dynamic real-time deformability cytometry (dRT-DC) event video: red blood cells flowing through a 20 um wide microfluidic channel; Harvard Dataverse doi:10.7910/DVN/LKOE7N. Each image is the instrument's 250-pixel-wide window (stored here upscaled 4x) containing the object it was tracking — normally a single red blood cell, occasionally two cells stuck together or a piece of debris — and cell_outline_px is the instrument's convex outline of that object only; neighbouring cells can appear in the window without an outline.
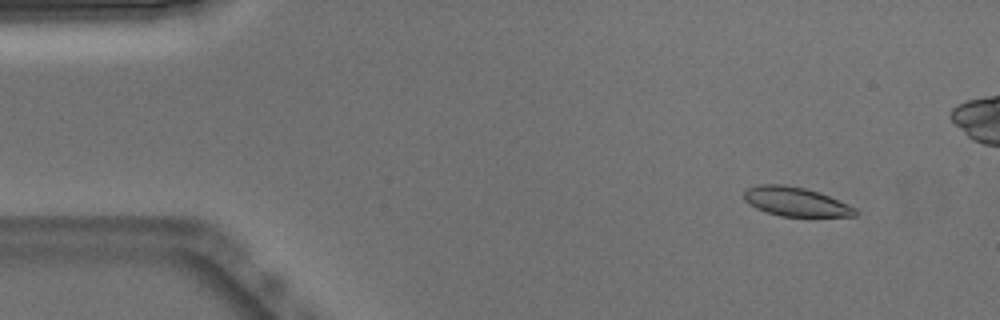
{"species": "Egyptian fruit bat (a non-hibernating species)", "species_latin": "Rousettus aegyptiacus", "temperature_condition": "warm", "stored_images_in_passage": 52, "camera_frame_rate_fps": 3000, "um_per_image_px": 0.085, "animal": {"sex": "male"}, "frame": {"image": 1, "passage_image": 4, "time_ms": 1.0, "image_size_px": [1000, 320], "cell_outline_px": [[860, 212], [856, 216], [780, 216], [756, 208], [748, 204], [744, 200], [744, 192], [748, 188], [760, 184], [784, 184], [804, 188], [828, 196], [848, 204], [856, 208]], "centroid_in_image_um": [67.63, 17.14], "position_along_channel_um": 17.4, "area_um2": 18.73}}
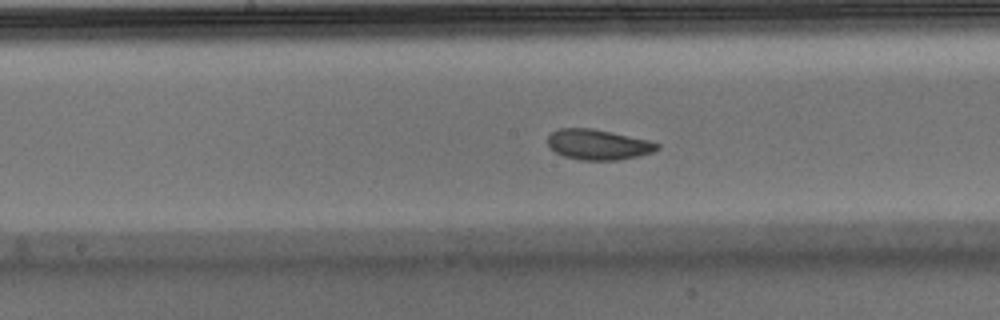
{"frame": {"image": 2, "passage_image": 25, "time_ms": 8.0, "image_size_px": [1000, 320], "cell_outline_px": [[660, 148], [652, 152], [640, 156], [616, 160], [580, 160], [564, 156], [556, 152], [548, 144], [548, 136], [552, 132], [560, 128], [592, 128], [612, 132], [648, 140], [660, 144]], "centroid_in_image_um": [50.86, 12.29], "position_along_channel_um": 197.3, "area_um2": 19.31}}
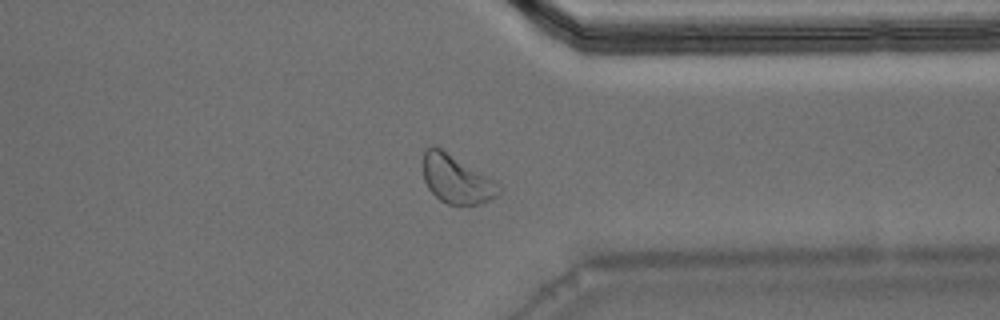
{"frame": {"image": 3, "passage_image": 39, "time_ms": 12.667, "image_size_px": [1000, 320], "cell_outline_px": [[500, 192], [496, 196], [480, 204], [448, 204], [440, 200], [428, 188], [424, 180], [424, 152], [428, 148], [436, 144], [492, 180], [500, 188]], "centroid_in_image_um": [38.75, 15.23], "position_along_channel_um": 372.6, "area_um2": 20.75}, "authors_computed_cell_mechanics": {"area_um2": 19.7098, "velocity_mm_per_s": 3.8356, "shape_relaxation_time_tau1_ms": 2.9301, "shape_relaxation_time_tau2_ms": 5.1762, "deformation_change_tau1": 0.0794, "deformation_change_tau2": 0.1016}}